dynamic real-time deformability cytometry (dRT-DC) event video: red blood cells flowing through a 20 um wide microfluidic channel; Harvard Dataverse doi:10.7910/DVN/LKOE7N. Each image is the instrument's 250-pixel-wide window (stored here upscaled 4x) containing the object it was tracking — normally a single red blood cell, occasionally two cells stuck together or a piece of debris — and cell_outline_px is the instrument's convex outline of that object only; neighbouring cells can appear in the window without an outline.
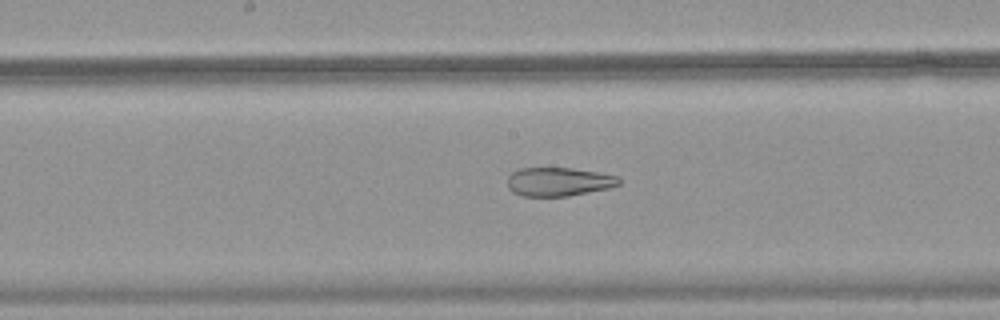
{"species": "common noctule bat (a hibernating species)", "species_latin": "Nyctalus noctula", "temperature_condition": "warm", "stored_images_in_passage": 52, "camera_frame_rate_fps": 3000, "um_per_image_px": 0.085, "animal": {"sex": "female", "body_mass_g": 18.4}, "frame": {"image": 1, "passage_image": 28, "time_ms": 9.0, "image_size_px": [1000, 320], "cell_outline_px": [[620, 184], [612, 188], [568, 196], [520, 196], [512, 192], [508, 188], [508, 176], [512, 172], [520, 168], [572, 168], [620, 176]], "centroid_in_image_um": [47.5, 15.45], "position_along_channel_um": 200.7, "area_um2": 18.84}}
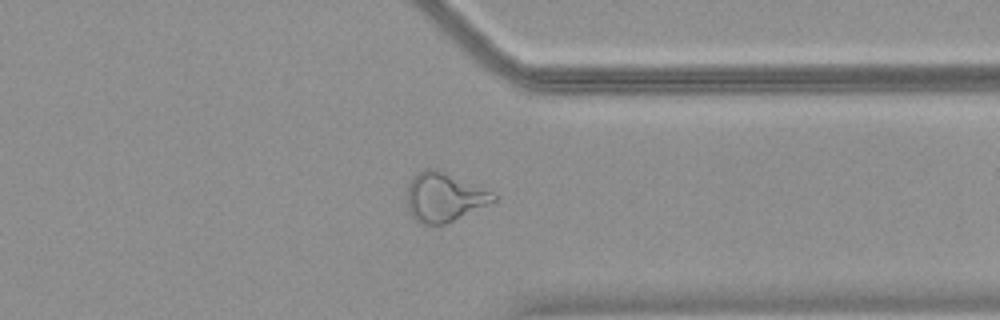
{"frame": {"image": 2, "passage_image": 41, "time_ms": 13.333, "image_size_px": [1000, 320], "cell_outline_px": [[496, 200], [444, 224], [424, 224], [416, 220], [412, 216], [408, 208], [408, 184], [412, 176], [424, 168], [436, 168], [492, 192], [496, 196]], "centroid_in_image_um": [37.71, 16.73], "position_along_channel_um": 373.7, "area_um2": 24.16}}
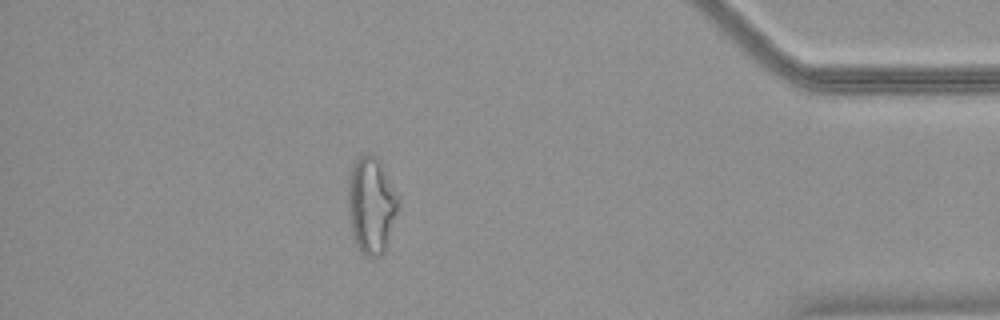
{"frame": {"image": 3, "passage_image": 46, "time_ms": 15.0, "image_size_px": [1000, 320], "cell_outline_px": [[396, 212], [384, 252], [380, 256], [372, 260], [364, 256], [360, 252], [356, 244], [352, 232], [348, 212], [348, 184], [352, 164], [360, 156], [368, 152], [376, 156], [396, 196]], "centroid_in_image_um": [31.49, 17.5], "position_along_channel_um": 403.7, "area_um2": 27.57}}